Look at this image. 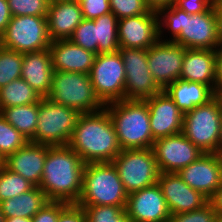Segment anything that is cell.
<instances>
[{
    "mask_svg": "<svg viewBox=\"0 0 222 222\" xmlns=\"http://www.w3.org/2000/svg\"><path fill=\"white\" fill-rule=\"evenodd\" d=\"M34 187L28 180L5 166L0 168V202L17 197Z\"/></svg>",
    "mask_w": 222,
    "mask_h": 222,
    "instance_id": "30",
    "label": "cell"
},
{
    "mask_svg": "<svg viewBox=\"0 0 222 222\" xmlns=\"http://www.w3.org/2000/svg\"><path fill=\"white\" fill-rule=\"evenodd\" d=\"M215 95L218 97L222 104V86L216 91Z\"/></svg>",
    "mask_w": 222,
    "mask_h": 222,
    "instance_id": "50",
    "label": "cell"
},
{
    "mask_svg": "<svg viewBox=\"0 0 222 222\" xmlns=\"http://www.w3.org/2000/svg\"><path fill=\"white\" fill-rule=\"evenodd\" d=\"M48 145L28 142L4 159V166L21 175L36 187L40 186Z\"/></svg>",
    "mask_w": 222,
    "mask_h": 222,
    "instance_id": "20",
    "label": "cell"
},
{
    "mask_svg": "<svg viewBox=\"0 0 222 222\" xmlns=\"http://www.w3.org/2000/svg\"><path fill=\"white\" fill-rule=\"evenodd\" d=\"M64 202L49 201L32 218V222H57L60 212L67 206Z\"/></svg>",
    "mask_w": 222,
    "mask_h": 222,
    "instance_id": "39",
    "label": "cell"
},
{
    "mask_svg": "<svg viewBox=\"0 0 222 222\" xmlns=\"http://www.w3.org/2000/svg\"><path fill=\"white\" fill-rule=\"evenodd\" d=\"M120 48L148 49L159 40L158 13L125 17L118 20Z\"/></svg>",
    "mask_w": 222,
    "mask_h": 222,
    "instance_id": "16",
    "label": "cell"
},
{
    "mask_svg": "<svg viewBox=\"0 0 222 222\" xmlns=\"http://www.w3.org/2000/svg\"><path fill=\"white\" fill-rule=\"evenodd\" d=\"M157 183L171 215L200 209L209 202L201 192L188 186L178 173H160Z\"/></svg>",
    "mask_w": 222,
    "mask_h": 222,
    "instance_id": "19",
    "label": "cell"
},
{
    "mask_svg": "<svg viewBox=\"0 0 222 222\" xmlns=\"http://www.w3.org/2000/svg\"><path fill=\"white\" fill-rule=\"evenodd\" d=\"M41 99L38 92L24 79L19 78L0 88V111L6 107L39 103Z\"/></svg>",
    "mask_w": 222,
    "mask_h": 222,
    "instance_id": "28",
    "label": "cell"
},
{
    "mask_svg": "<svg viewBox=\"0 0 222 222\" xmlns=\"http://www.w3.org/2000/svg\"><path fill=\"white\" fill-rule=\"evenodd\" d=\"M4 166V158L2 157V155L0 154V167Z\"/></svg>",
    "mask_w": 222,
    "mask_h": 222,
    "instance_id": "53",
    "label": "cell"
},
{
    "mask_svg": "<svg viewBox=\"0 0 222 222\" xmlns=\"http://www.w3.org/2000/svg\"><path fill=\"white\" fill-rule=\"evenodd\" d=\"M125 211L133 222H169L171 216L158 183L129 194Z\"/></svg>",
    "mask_w": 222,
    "mask_h": 222,
    "instance_id": "17",
    "label": "cell"
},
{
    "mask_svg": "<svg viewBox=\"0 0 222 222\" xmlns=\"http://www.w3.org/2000/svg\"><path fill=\"white\" fill-rule=\"evenodd\" d=\"M174 5L190 15H195L206 12L213 5V0H176Z\"/></svg>",
    "mask_w": 222,
    "mask_h": 222,
    "instance_id": "40",
    "label": "cell"
},
{
    "mask_svg": "<svg viewBox=\"0 0 222 222\" xmlns=\"http://www.w3.org/2000/svg\"><path fill=\"white\" fill-rule=\"evenodd\" d=\"M209 203L217 214L222 215V184L218 190L209 198Z\"/></svg>",
    "mask_w": 222,
    "mask_h": 222,
    "instance_id": "44",
    "label": "cell"
},
{
    "mask_svg": "<svg viewBox=\"0 0 222 222\" xmlns=\"http://www.w3.org/2000/svg\"><path fill=\"white\" fill-rule=\"evenodd\" d=\"M112 163L128 195L157 184L160 171L152 148L122 150Z\"/></svg>",
    "mask_w": 222,
    "mask_h": 222,
    "instance_id": "9",
    "label": "cell"
},
{
    "mask_svg": "<svg viewBox=\"0 0 222 222\" xmlns=\"http://www.w3.org/2000/svg\"><path fill=\"white\" fill-rule=\"evenodd\" d=\"M89 78L104 105L124 99L126 75L119 51L97 54Z\"/></svg>",
    "mask_w": 222,
    "mask_h": 222,
    "instance_id": "11",
    "label": "cell"
},
{
    "mask_svg": "<svg viewBox=\"0 0 222 222\" xmlns=\"http://www.w3.org/2000/svg\"><path fill=\"white\" fill-rule=\"evenodd\" d=\"M145 101L149 107L150 129L154 140L182 132L184 113L165 90Z\"/></svg>",
    "mask_w": 222,
    "mask_h": 222,
    "instance_id": "18",
    "label": "cell"
},
{
    "mask_svg": "<svg viewBox=\"0 0 222 222\" xmlns=\"http://www.w3.org/2000/svg\"><path fill=\"white\" fill-rule=\"evenodd\" d=\"M0 222H4V217H3L2 213H1V209H0Z\"/></svg>",
    "mask_w": 222,
    "mask_h": 222,
    "instance_id": "54",
    "label": "cell"
},
{
    "mask_svg": "<svg viewBox=\"0 0 222 222\" xmlns=\"http://www.w3.org/2000/svg\"><path fill=\"white\" fill-rule=\"evenodd\" d=\"M53 71L49 49L23 54L21 78L42 97L50 92Z\"/></svg>",
    "mask_w": 222,
    "mask_h": 222,
    "instance_id": "23",
    "label": "cell"
},
{
    "mask_svg": "<svg viewBox=\"0 0 222 222\" xmlns=\"http://www.w3.org/2000/svg\"><path fill=\"white\" fill-rule=\"evenodd\" d=\"M119 52L126 75L124 99L145 101L162 91L149 70L146 49L120 48Z\"/></svg>",
    "mask_w": 222,
    "mask_h": 222,
    "instance_id": "12",
    "label": "cell"
},
{
    "mask_svg": "<svg viewBox=\"0 0 222 222\" xmlns=\"http://www.w3.org/2000/svg\"><path fill=\"white\" fill-rule=\"evenodd\" d=\"M28 142L29 140L7 122L0 113V154L2 157L5 159Z\"/></svg>",
    "mask_w": 222,
    "mask_h": 222,
    "instance_id": "32",
    "label": "cell"
},
{
    "mask_svg": "<svg viewBox=\"0 0 222 222\" xmlns=\"http://www.w3.org/2000/svg\"><path fill=\"white\" fill-rule=\"evenodd\" d=\"M178 175L188 186L209 199L222 184V156L204 153L180 170Z\"/></svg>",
    "mask_w": 222,
    "mask_h": 222,
    "instance_id": "15",
    "label": "cell"
},
{
    "mask_svg": "<svg viewBox=\"0 0 222 222\" xmlns=\"http://www.w3.org/2000/svg\"><path fill=\"white\" fill-rule=\"evenodd\" d=\"M213 6L216 12L222 13V0H213Z\"/></svg>",
    "mask_w": 222,
    "mask_h": 222,
    "instance_id": "49",
    "label": "cell"
},
{
    "mask_svg": "<svg viewBox=\"0 0 222 222\" xmlns=\"http://www.w3.org/2000/svg\"><path fill=\"white\" fill-rule=\"evenodd\" d=\"M23 53L0 48V88L21 78Z\"/></svg>",
    "mask_w": 222,
    "mask_h": 222,
    "instance_id": "31",
    "label": "cell"
},
{
    "mask_svg": "<svg viewBox=\"0 0 222 222\" xmlns=\"http://www.w3.org/2000/svg\"><path fill=\"white\" fill-rule=\"evenodd\" d=\"M217 153L222 156V121H221L220 136L217 146Z\"/></svg>",
    "mask_w": 222,
    "mask_h": 222,
    "instance_id": "48",
    "label": "cell"
},
{
    "mask_svg": "<svg viewBox=\"0 0 222 222\" xmlns=\"http://www.w3.org/2000/svg\"><path fill=\"white\" fill-rule=\"evenodd\" d=\"M11 18L8 0H0V36L5 32Z\"/></svg>",
    "mask_w": 222,
    "mask_h": 222,
    "instance_id": "42",
    "label": "cell"
},
{
    "mask_svg": "<svg viewBox=\"0 0 222 222\" xmlns=\"http://www.w3.org/2000/svg\"><path fill=\"white\" fill-rule=\"evenodd\" d=\"M65 1H74V0H48L49 3L65 2Z\"/></svg>",
    "mask_w": 222,
    "mask_h": 222,
    "instance_id": "51",
    "label": "cell"
},
{
    "mask_svg": "<svg viewBox=\"0 0 222 222\" xmlns=\"http://www.w3.org/2000/svg\"><path fill=\"white\" fill-rule=\"evenodd\" d=\"M57 222H86L83 207L77 204H68L59 214Z\"/></svg>",
    "mask_w": 222,
    "mask_h": 222,
    "instance_id": "41",
    "label": "cell"
},
{
    "mask_svg": "<svg viewBox=\"0 0 222 222\" xmlns=\"http://www.w3.org/2000/svg\"><path fill=\"white\" fill-rule=\"evenodd\" d=\"M157 13L159 40L173 41L186 49L215 50L219 46L213 5L206 12L195 15L180 10L174 4L161 8ZM165 33H170L169 38Z\"/></svg>",
    "mask_w": 222,
    "mask_h": 222,
    "instance_id": "1",
    "label": "cell"
},
{
    "mask_svg": "<svg viewBox=\"0 0 222 222\" xmlns=\"http://www.w3.org/2000/svg\"><path fill=\"white\" fill-rule=\"evenodd\" d=\"M215 50L186 49L179 79L208 85L216 93Z\"/></svg>",
    "mask_w": 222,
    "mask_h": 222,
    "instance_id": "22",
    "label": "cell"
},
{
    "mask_svg": "<svg viewBox=\"0 0 222 222\" xmlns=\"http://www.w3.org/2000/svg\"><path fill=\"white\" fill-rule=\"evenodd\" d=\"M221 121L222 104L215 95L184 114L182 134L203 153H217Z\"/></svg>",
    "mask_w": 222,
    "mask_h": 222,
    "instance_id": "8",
    "label": "cell"
},
{
    "mask_svg": "<svg viewBox=\"0 0 222 222\" xmlns=\"http://www.w3.org/2000/svg\"><path fill=\"white\" fill-rule=\"evenodd\" d=\"M86 163L68 145L49 146L39 188L48 201L76 204Z\"/></svg>",
    "mask_w": 222,
    "mask_h": 222,
    "instance_id": "2",
    "label": "cell"
},
{
    "mask_svg": "<svg viewBox=\"0 0 222 222\" xmlns=\"http://www.w3.org/2000/svg\"><path fill=\"white\" fill-rule=\"evenodd\" d=\"M68 146L84 163L112 162L122 149L107 108L82 113Z\"/></svg>",
    "mask_w": 222,
    "mask_h": 222,
    "instance_id": "3",
    "label": "cell"
},
{
    "mask_svg": "<svg viewBox=\"0 0 222 222\" xmlns=\"http://www.w3.org/2000/svg\"><path fill=\"white\" fill-rule=\"evenodd\" d=\"M214 222H222V215L217 214V217L215 218Z\"/></svg>",
    "mask_w": 222,
    "mask_h": 222,
    "instance_id": "52",
    "label": "cell"
},
{
    "mask_svg": "<svg viewBox=\"0 0 222 222\" xmlns=\"http://www.w3.org/2000/svg\"><path fill=\"white\" fill-rule=\"evenodd\" d=\"M185 50L186 48L173 41L161 40L147 49L149 70L162 90L179 79Z\"/></svg>",
    "mask_w": 222,
    "mask_h": 222,
    "instance_id": "14",
    "label": "cell"
},
{
    "mask_svg": "<svg viewBox=\"0 0 222 222\" xmlns=\"http://www.w3.org/2000/svg\"><path fill=\"white\" fill-rule=\"evenodd\" d=\"M152 150L160 173H178L204 154L182 132L156 139Z\"/></svg>",
    "mask_w": 222,
    "mask_h": 222,
    "instance_id": "13",
    "label": "cell"
},
{
    "mask_svg": "<svg viewBox=\"0 0 222 222\" xmlns=\"http://www.w3.org/2000/svg\"><path fill=\"white\" fill-rule=\"evenodd\" d=\"M80 115L76 109L42 97L38 103V123L34 143L49 146L68 145Z\"/></svg>",
    "mask_w": 222,
    "mask_h": 222,
    "instance_id": "7",
    "label": "cell"
},
{
    "mask_svg": "<svg viewBox=\"0 0 222 222\" xmlns=\"http://www.w3.org/2000/svg\"><path fill=\"white\" fill-rule=\"evenodd\" d=\"M49 50L56 71L89 74L96 56L69 39L52 41Z\"/></svg>",
    "mask_w": 222,
    "mask_h": 222,
    "instance_id": "21",
    "label": "cell"
},
{
    "mask_svg": "<svg viewBox=\"0 0 222 222\" xmlns=\"http://www.w3.org/2000/svg\"><path fill=\"white\" fill-rule=\"evenodd\" d=\"M87 222H133L125 209L118 206H87L83 208Z\"/></svg>",
    "mask_w": 222,
    "mask_h": 222,
    "instance_id": "34",
    "label": "cell"
},
{
    "mask_svg": "<svg viewBox=\"0 0 222 222\" xmlns=\"http://www.w3.org/2000/svg\"><path fill=\"white\" fill-rule=\"evenodd\" d=\"M0 113L7 122L15 127L30 142L34 143V135L38 123V103L6 107Z\"/></svg>",
    "mask_w": 222,
    "mask_h": 222,
    "instance_id": "27",
    "label": "cell"
},
{
    "mask_svg": "<svg viewBox=\"0 0 222 222\" xmlns=\"http://www.w3.org/2000/svg\"><path fill=\"white\" fill-rule=\"evenodd\" d=\"M51 42L47 17L42 16H12L0 36L3 48L23 54L49 49Z\"/></svg>",
    "mask_w": 222,
    "mask_h": 222,
    "instance_id": "10",
    "label": "cell"
},
{
    "mask_svg": "<svg viewBox=\"0 0 222 222\" xmlns=\"http://www.w3.org/2000/svg\"><path fill=\"white\" fill-rule=\"evenodd\" d=\"M215 17L217 22V36L219 45L222 46V13H218L215 10Z\"/></svg>",
    "mask_w": 222,
    "mask_h": 222,
    "instance_id": "46",
    "label": "cell"
},
{
    "mask_svg": "<svg viewBox=\"0 0 222 222\" xmlns=\"http://www.w3.org/2000/svg\"><path fill=\"white\" fill-rule=\"evenodd\" d=\"M114 124L119 145L125 149L152 148L149 107L146 101H116L105 105Z\"/></svg>",
    "mask_w": 222,
    "mask_h": 222,
    "instance_id": "4",
    "label": "cell"
},
{
    "mask_svg": "<svg viewBox=\"0 0 222 222\" xmlns=\"http://www.w3.org/2000/svg\"><path fill=\"white\" fill-rule=\"evenodd\" d=\"M83 19L94 20L110 11L109 0H78Z\"/></svg>",
    "mask_w": 222,
    "mask_h": 222,
    "instance_id": "38",
    "label": "cell"
},
{
    "mask_svg": "<svg viewBox=\"0 0 222 222\" xmlns=\"http://www.w3.org/2000/svg\"><path fill=\"white\" fill-rule=\"evenodd\" d=\"M165 91L184 114L196 106L207 103L215 96V92L208 85L182 79L171 83Z\"/></svg>",
    "mask_w": 222,
    "mask_h": 222,
    "instance_id": "25",
    "label": "cell"
},
{
    "mask_svg": "<svg viewBox=\"0 0 222 222\" xmlns=\"http://www.w3.org/2000/svg\"><path fill=\"white\" fill-rule=\"evenodd\" d=\"M48 202L45 193L39 187L34 186L31 190L17 197L0 202V209L4 218L24 217L32 219Z\"/></svg>",
    "mask_w": 222,
    "mask_h": 222,
    "instance_id": "26",
    "label": "cell"
},
{
    "mask_svg": "<svg viewBox=\"0 0 222 222\" xmlns=\"http://www.w3.org/2000/svg\"><path fill=\"white\" fill-rule=\"evenodd\" d=\"M69 40L85 50L98 54L97 26L94 20L83 19Z\"/></svg>",
    "mask_w": 222,
    "mask_h": 222,
    "instance_id": "33",
    "label": "cell"
},
{
    "mask_svg": "<svg viewBox=\"0 0 222 222\" xmlns=\"http://www.w3.org/2000/svg\"><path fill=\"white\" fill-rule=\"evenodd\" d=\"M12 16H42L47 17L48 0H8Z\"/></svg>",
    "mask_w": 222,
    "mask_h": 222,
    "instance_id": "35",
    "label": "cell"
},
{
    "mask_svg": "<svg viewBox=\"0 0 222 222\" xmlns=\"http://www.w3.org/2000/svg\"><path fill=\"white\" fill-rule=\"evenodd\" d=\"M55 103L76 109L81 114L103 109L89 74L53 71L51 89L47 96Z\"/></svg>",
    "mask_w": 222,
    "mask_h": 222,
    "instance_id": "6",
    "label": "cell"
},
{
    "mask_svg": "<svg viewBox=\"0 0 222 222\" xmlns=\"http://www.w3.org/2000/svg\"><path fill=\"white\" fill-rule=\"evenodd\" d=\"M82 20L78 0L49 3L47 21L51 41L69 39Z\"/></svg>",
    "mask_w": 222,
    "mask_h": 222,
    "instance_id": "24",
    "label": "cell"
},
{
    "mask_svg": "<svg viewBox=\"0 0 222 222\" xmlns=\"http://www.w3.org/2000/svg\"><path fill=\"white\" fill-rule=\"evenodd\" d=\"M97 26L98 54L119 51L118 19L112 13H106L94 19Z\"/></svg>",
    "mask_w": 222,
    "mask_h": 222,
    "instance_id": "29",
    "label": "cell"
},
{
    "mask_svg": "<svg viewBox=\"0 0 222 222\" xmlns=\"http://www.w3.org/2000/svg\"><path fill=\"white\" fill-rule=\"evenodd\" d=\"M216 217L217 213L208 202L200 209L171 215L169 222H214Z\"/></svg>",
    "mask_w": 222,
    "mask_h": 222,
    "instance_id": "37",
    "label": "cell"
},
{
    "mask_svg": "<svg viewBox=\"0 0 222 222\" xmlns=\"http://www.w3.org/2000/svg\"><path fill=\"white\" fill-rule=\"evenodd\" d=\"M128 194L112 162L86 163L82 193L77 205L126 208Z\"/></svg>",
    "mask_w": 222,
    "mask_h": 222,
    "instance_id": "5",
    "label": "cell"
},
{
    "mask_svg": "<svg viewBox=\"0 0 222 222\" xmlns=\"http://www.w3.org/2000/svg\"><path fill=\"white\" fill-rule=\"evenodd\" d=\"M109 4L110 11L118 20L147 14L151 11L145 0H109Z\"/></svg>",
    "mask_w": 222,
    "mask_h": 222,
    "instance_id": "36",
    "label": "cell"
},
{
    "mask_svg": "<svg viewBox=\"0 0 222 222\" xmlns=\"http://www.w3.org/2000/svg\"><path fill=\"white\" fill-rule=\"evenodd\" d=\"M176 0H145L148 7L158 12L161 8L169 7L175 3Z\"/></svg>",
    "mask_w": 222,
    "mask_h": 222,
    "instance_id": "45",
    "label": "cell"
},
{
    "mask_svg": "<svg viewBox=\"0 0 222 222\" xmlns=\"http://www.w3.org/2000/svg\"><path fill=\"white\" fill-rule=\"evenodd\" d=\"M4 222H32V219L24 217H12V218H4Z\"/></svg>",
    "mask_w": 222,
    "mask_h": 222,
    "instance_id": "47",
    "label": "cell"
},
{
    "mask_svg": "<svg viewBox=\"0 0 222 222\" xmlns=\"http://www.w3.org/2000/svg\"><path fill=\"white\" fill-rule=\"evenodd\" d=\"M216 58V91L222 86V46L215 49Z\"/></svg>",
    "mask_w": 222,
    "mask_h": 222,
    "instance_id": "43",
    "label": "cell"
}]
</instances>
